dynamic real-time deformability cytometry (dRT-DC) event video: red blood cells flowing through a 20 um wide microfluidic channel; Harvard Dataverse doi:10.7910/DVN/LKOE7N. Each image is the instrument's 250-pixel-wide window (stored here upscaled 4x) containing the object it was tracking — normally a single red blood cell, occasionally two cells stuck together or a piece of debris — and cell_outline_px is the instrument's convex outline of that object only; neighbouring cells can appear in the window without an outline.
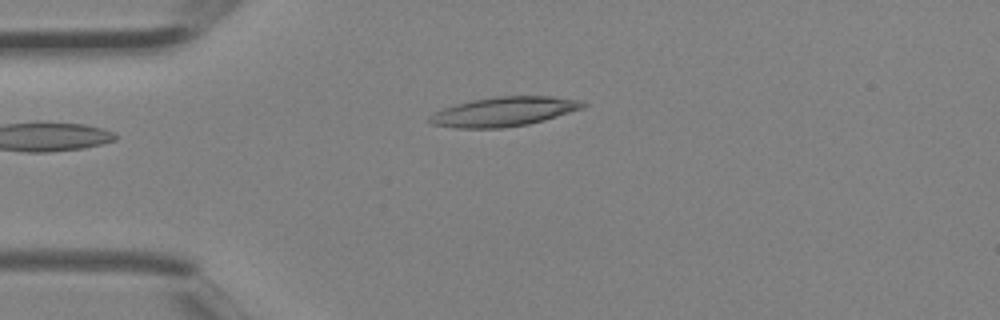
{"species": "Egyptian fruit bat (a non-hibernating species)", "species_latin": "Rousettus aegyptiacus", "temperature_condition": "room temperature", "stored_images_in_passage": 3, "camera_frame_rate_fps": 3000, "um_per_image_px": 0.085, "animal": {"sex": "female"}, "frame": {"image": 1, "passage_image": 3, "time_ms": 0.667, "image_size_px": [1000, 320], "cell_outline_px": [[588, 104], [584, 108], [544, 120], [528, 124], [504, 128], [452, 128], [432, 124], [428, 120], [428, 116], [444, 108], [456, 104], [472, 100], [496, 96], [552, 96], [580, 100]], "centroid_in_image_um": [42.84, 9.49], "position_along_channel_um": 42.2, "area_um2": 26.3}}